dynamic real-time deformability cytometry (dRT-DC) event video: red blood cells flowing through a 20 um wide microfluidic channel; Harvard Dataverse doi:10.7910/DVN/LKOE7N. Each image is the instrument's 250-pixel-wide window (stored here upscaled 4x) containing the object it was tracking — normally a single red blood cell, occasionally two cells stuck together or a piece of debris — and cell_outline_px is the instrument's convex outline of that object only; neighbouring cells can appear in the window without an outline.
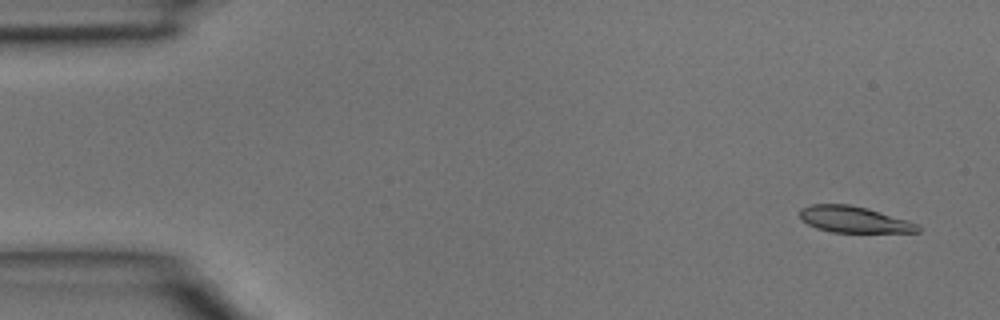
{"species": "common noctule bat (a hibernating species)", "species_latin": "Nyctalus noctula", "temperature_condition": "room temperature", "stored_images_in_passage": 4, "segment_of_instrument_passage": [1, 2], "camera_frame_rate_fps": 3000, "um_per_image_px": 0.085, "animal": {"sex": "male", "body_mass_g": 15.6}, "frame": {"image": 1, "passage_image": 1, "time_ms": 0.0, "image_size_px": [1000, 320], "cell_outline_px": [[920, 232], [832, 232], [816, 228], [800, 220], [800, 208], [812, 204], [848, 204], [868, 208], [908, 220], [920, 224]], "centroid_in_image_um": [72.59, 18.65], "position_along_channel_um": 12.4, "area_um2": 18.21}}